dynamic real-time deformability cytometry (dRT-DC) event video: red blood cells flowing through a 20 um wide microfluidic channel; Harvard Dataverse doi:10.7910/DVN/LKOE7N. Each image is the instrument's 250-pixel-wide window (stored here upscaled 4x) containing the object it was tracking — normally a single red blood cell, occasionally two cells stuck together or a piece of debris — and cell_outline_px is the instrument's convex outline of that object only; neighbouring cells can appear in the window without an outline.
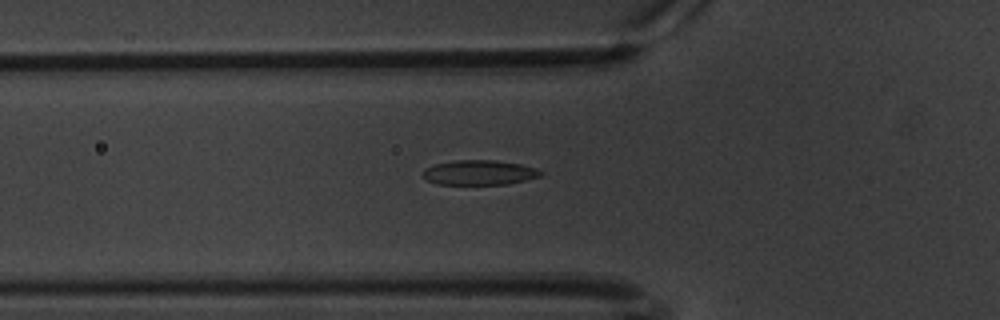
{"species": "common noctule bat (a hibernating species)", "species_latin": "Nyctalus noctula", "temperature_condition": "warm", "stored_images_in_passage": 44, "camera_frame_rate_fps": 3000, "um_per_image_px": 0.085, "animal": {"sex": "male", "body_mass_g": 20.1, "forearm_length_mm": 53.5}, "frame": {"image": 1, "passage_image": 5, "time_ms": 1.333, "image_size_px": [1000, 320], "cell_outline_px": [[544, 172], [540, 176], [508, 184], [436, 184], [424, 180], [420, 176], [420, 172], [424, 168], [436, 164], [452, 160], [496, 160], [520, 164], [536, 168]], "centroid_in_image_um": [40.66, 14.66], "position_along_channel_um": 85.1, "area_um2": 17.28}}
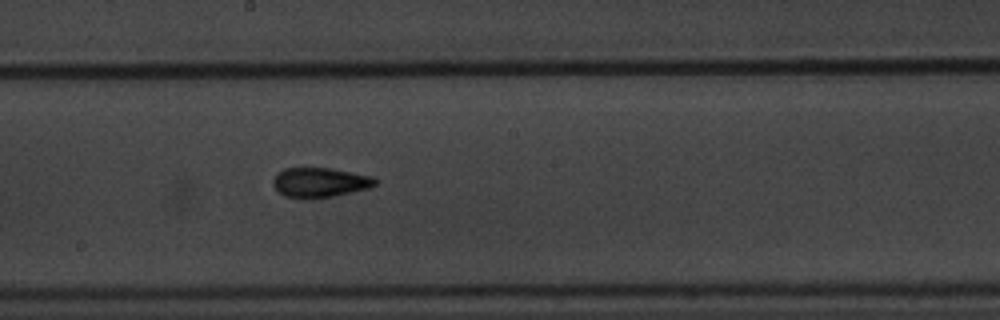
{"frame": {"image": 2, "passage_image": 17, "time_ms": 5.333, "image_size_px": [1000, 320], "cell_outline_px": [[376, 184], [368, 188], [332, 196], [312, 200], [304, 200], [284, 196], [272, 184], [272, 180], [284, 168], [332, 168], [372, 176], [376, 180]], "centroid_in_image_um": [27.16, 15.52], "position_along_channel_um": 221.0, "area_um2": 17.74}}
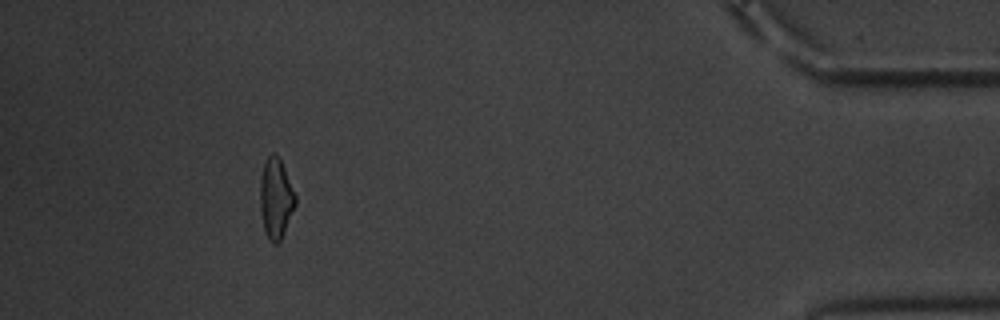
{"frame": {"image": 3, "passage_image": 39, "time_ms": 12.667, "image_size_px": [1000, 320], "cell_outline_px": [[296, 204], [284, 232], [280, 240], [276, 244], [272, 244], [268, 240], [264, 232], [260, 212], [260, 180], [264, 160], [272, 152], [276, 152], [280, 156], [296, 196]], "centroid_in_image_um": [23.43, 16.83], "position_along_channel_um": 411.8, "area_um2": 16.88}, "authors_computed_cell_mechanics": {"area_um2": 16.8776, "velocity_mm_per_s": 3.3752, "shape_relaxation_time_tau1_ms": 4.0271, "shape_relaxation_time_tau2_ms": 2.4692, "deformation_change_tau1": 0.1347, "deformation_change_tau2": 0.1064}}